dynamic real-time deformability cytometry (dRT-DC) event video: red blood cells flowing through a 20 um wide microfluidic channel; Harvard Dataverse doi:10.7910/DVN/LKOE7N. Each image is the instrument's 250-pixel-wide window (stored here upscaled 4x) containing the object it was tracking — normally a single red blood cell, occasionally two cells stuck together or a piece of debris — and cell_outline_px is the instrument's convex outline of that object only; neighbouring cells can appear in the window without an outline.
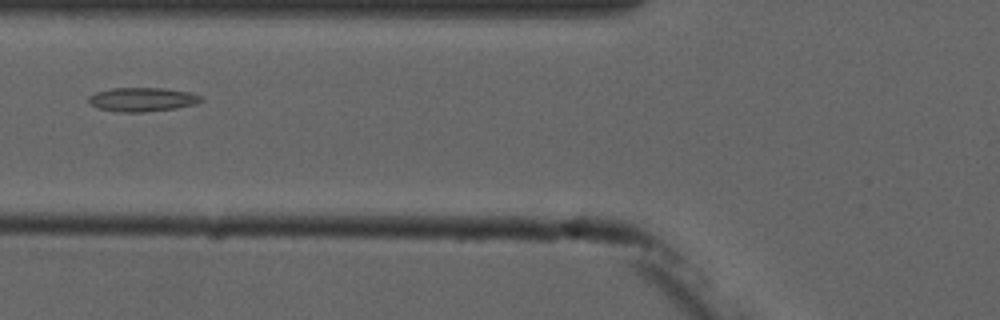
{"species": "common noctule bat (a hibernating species)", "species_latin": "Nyctalus noctula", "temperature_condition": "cold", "stored_images_in_passage": 3, "camera_frame_rate_fps": 3000, "um_per_image_px": 0.085, "animal": {"sex": "male", "forearm_length_mm": 52.5}, "frame": {"image": 1, "passage_image": 3, "time_ms": 2.0, "image_size_px": [1000, 320], "cell_outline_px": [[204, 100], [196, 104], [176, 108], [144, 112], [120, 112], [100, 108], [92, 104], [88, 100], [88, 96], [96, 92], [112, 88], [164, 88], [188, 92], [204, 96]], "centroid_in_image_um": [12.15, 8.45], "position_along_channel_um": 113.7, "area_um2": 15.66}}